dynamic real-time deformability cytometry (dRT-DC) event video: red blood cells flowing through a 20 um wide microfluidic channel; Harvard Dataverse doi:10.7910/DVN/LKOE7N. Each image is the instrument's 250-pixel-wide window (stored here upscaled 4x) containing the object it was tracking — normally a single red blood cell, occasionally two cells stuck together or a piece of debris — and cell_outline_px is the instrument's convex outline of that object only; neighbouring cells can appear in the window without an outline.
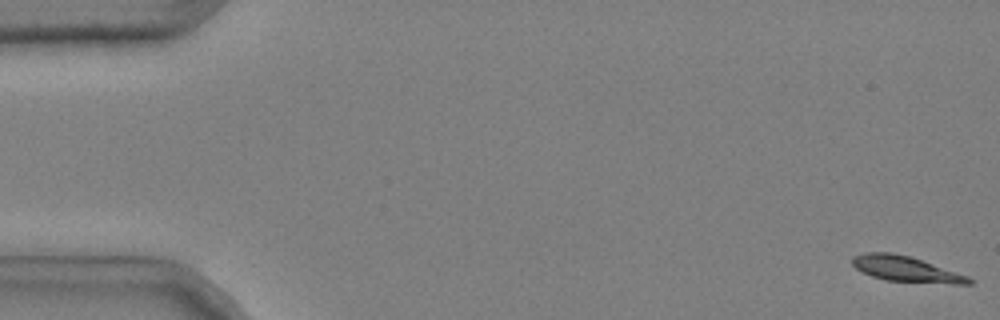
{"species": "common noctule bat (a hibernating species)", "species_latin": "Nyctalus noctula", "temperature_condition": "cold", "stored_images_in_passage": 52, "camera_frame_rate_fps": 3000, "um_per_image_px": 0.085, "animal": {"sex": "male", "body_mass_g": 20.4}, "frame": {"image": 1, "passage_image": 1, "time_ms": 0.0, "image_size_px": [1000, 320], "cell_outline_px": [[976, 280], [972, 284], [952, 284], [884, 280], [872, 276], [856, 268], [852, 264], [852, 256], [864, 252], [892, 252], [908, 256], [968, 276]], "centroid_in_image_um": [77.0, 22.87], "position_along_channel_um": 8.0, "area_um2": 17.22}}
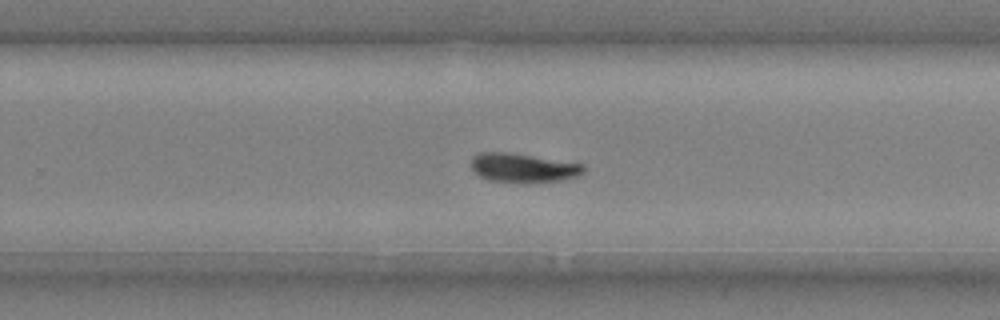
{"frame": {"image": 2, "passage_image": 35, "time_ms": 11.333, "image_size_px": [1000, 320], "cell_outline_px": [[584, 172], [580, 176], [564, 180], [488, 180], [480, 176], [472, 168], [472, 156], [480, 152], [508, 152], [584, 164]], "centroid_in_image_um": [44.48, 14.22], "position_along_channel_um": 285.3, "area_um2": 18.26}}
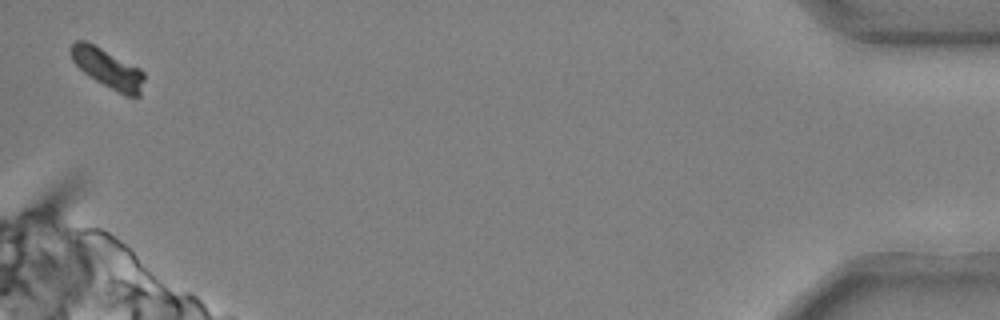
{"frame": {"image": 3, "passage_image": 52, "time_ms": 17.0, "image_size_px": [1000, 320], "cell_outline_px": [[144, 80], [140, 96], [124, 96], [88, 76], [72, 60], [72, 44], [76, 40], [84, 40], [140, 68], [144, 72]], "centroid_in_image_um": [9.19, 5.85], "position_along_channel_um": 426.0, "area_um2": 16.47}, "authors_computed_cell_mechanics": {"area_um2": 18.2648, "velocity_mm_per_s": 3.6677, "shape_relaxation_time_tau1_ms": 3.7748, "shape_relaxation_time_tau2_ms": null, "deformation_change_tau1": 0.1329, "deformation_change_tau2": null}}